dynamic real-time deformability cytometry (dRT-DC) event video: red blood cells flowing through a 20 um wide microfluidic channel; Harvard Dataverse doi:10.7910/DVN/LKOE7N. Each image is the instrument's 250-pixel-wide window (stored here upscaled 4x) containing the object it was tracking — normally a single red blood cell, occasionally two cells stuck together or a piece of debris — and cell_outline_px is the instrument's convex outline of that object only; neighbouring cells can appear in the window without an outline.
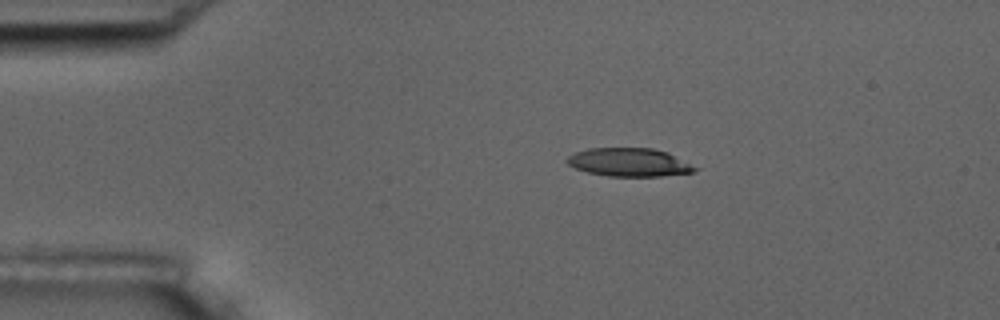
{"species": "common noctule bat (a hibernating species)", "species_latin": "Nyctalus noctula", "temperature_condition": "room temperature", "stored_images_in_passage": 4, "camera_frame_rate_fps": 3000, "um_per_image_px": 0.085, "animal": {"sex": "male", "body_mass_g": 17.5, "forearm_length_mm": 52.3}, "frame": {"image": 1, "passage_image": 1, "time_ms": 0.0, "image_size_px": [1000, 320], "cell_outline_px": [[700, 168], [692, 172], [660, 176], [608, 176], [588, 172], [576, 168], [568, 164], [564, 160], [568, 156], [576, 152], [588, 148], [652, 148], [668, 152]], "centroid_in_image_um": [53.48, 13.79], "position_along_channel_um": 31.5, "area_um2": 21.1}}
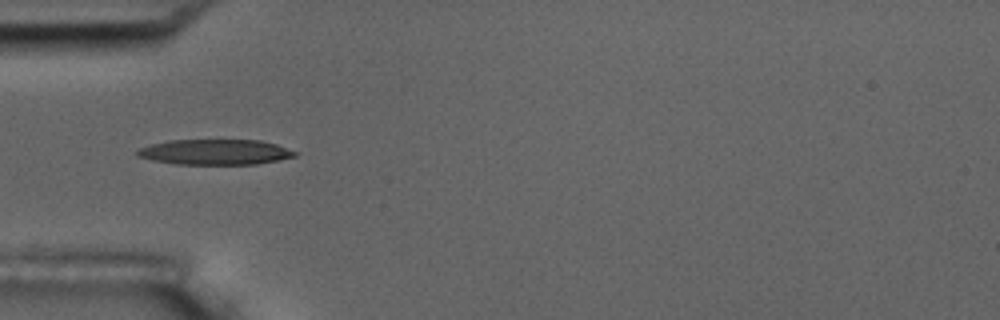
{"frame": {"image": 2, "passage_image": 3, "time_ms": 0.667, "image_size_px": [1000, 320], "cell_outline_px": [[300, 152], [296, 156], [280, 160], [256, 164], [176, 164], [152, 160], [136, 156], [136, 148], [168, 140], [260, 140], [276, 144]], "centroid_in_image_um": [18.29, 12.92], "position_along_channel_um": 66.7, "area_um2": 23.52}}